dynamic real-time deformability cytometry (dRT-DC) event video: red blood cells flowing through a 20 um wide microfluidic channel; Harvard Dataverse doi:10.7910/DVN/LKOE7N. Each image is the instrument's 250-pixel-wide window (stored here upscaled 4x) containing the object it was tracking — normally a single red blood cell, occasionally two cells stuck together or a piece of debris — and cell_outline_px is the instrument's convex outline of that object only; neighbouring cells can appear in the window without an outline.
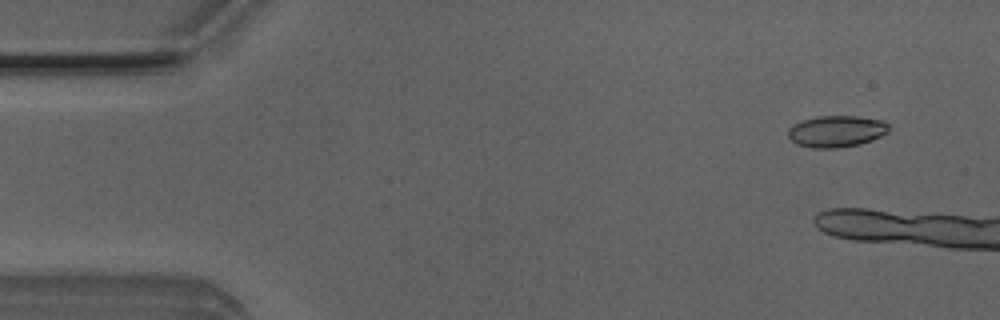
{"species": "Egyptian fruit bat (a non-hibernating species)", "species_latin": "Rousettus aegyptiacus", "temperature_condition": "room temperature", "stored_images_in_passage": 7, "camera_frame_rate_fps": 3000, "um_per_image_px": 0.085, "animal": {"sex": "male"}, "frame": {"image": 1, "passage_image": 3, "time_ms": 0.667, "image_size_px": [1000, 320], "cell_outline_px": [[888, 132], [872, 140], [860, 144], [836, 148], [812, 148], [796, 144], [788, 136], [788, 128], [804, 120], [816, 116], [856, 116], [880, 120], [888, 124]], "centroid_in_image_um": [71.08, 11.17], "position_along_channel_um": 13.9, "area_um2": 18.38}}